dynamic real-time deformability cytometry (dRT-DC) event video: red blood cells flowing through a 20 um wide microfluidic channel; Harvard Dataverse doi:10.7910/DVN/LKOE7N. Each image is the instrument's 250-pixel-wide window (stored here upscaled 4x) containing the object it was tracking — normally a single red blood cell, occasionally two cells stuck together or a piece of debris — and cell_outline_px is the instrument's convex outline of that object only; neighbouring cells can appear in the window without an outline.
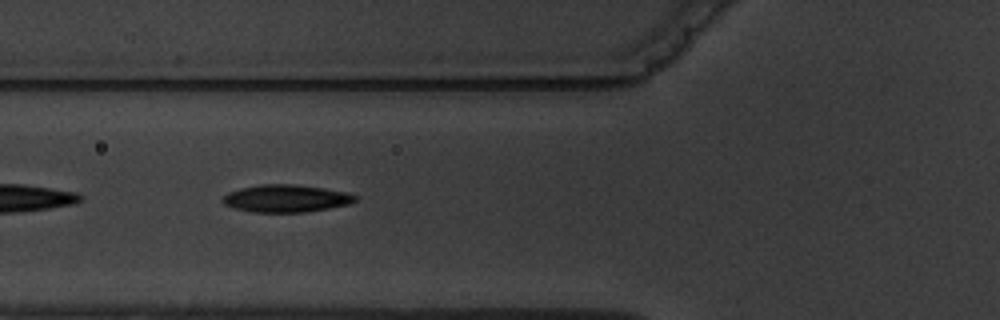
{"species": "common noctule bat (a hibernating species)", "species_latin": "Nyctalus noctula", "temperature_condition": "warm", "stored_images_in_passage": 15, "camera_frame_rate_fps": 3000, "um_per_image_px": 0.085, "animal": {"sex": "male", "body_mass_g": 19.5, "forearm_length_mm": 54.6}, "frame": {"image": 1, "passage_image": 5, "time_ms": 5.333, "image_size_px": [1000, 320], "cell_outline_px": [[356, 200], [348, 204], [328, 208], [304, 212], [252, 212], [236, 208], [224, 204], [220, 200], [228, 192], [240, 188], [260, 184], [296, 184], [324, 188], [348, 192], [356, 196]], "centroid_in_image_um": [24.29, 16.85], "position_along_channel_um": 101.5, "area_um2": 21.15}, "authors_computed_cell_mechanics": {"area_um2": 20.6346, "velocity_mm_per_s": 3.6184, "shape_relaxation_time_tau1_ms": 5.0182, "shape_relaxation_time_tau2_ms": 2.0618, "deformation_change_tau1": 0.1626, "deformation_change_tau2": 0.0725}}